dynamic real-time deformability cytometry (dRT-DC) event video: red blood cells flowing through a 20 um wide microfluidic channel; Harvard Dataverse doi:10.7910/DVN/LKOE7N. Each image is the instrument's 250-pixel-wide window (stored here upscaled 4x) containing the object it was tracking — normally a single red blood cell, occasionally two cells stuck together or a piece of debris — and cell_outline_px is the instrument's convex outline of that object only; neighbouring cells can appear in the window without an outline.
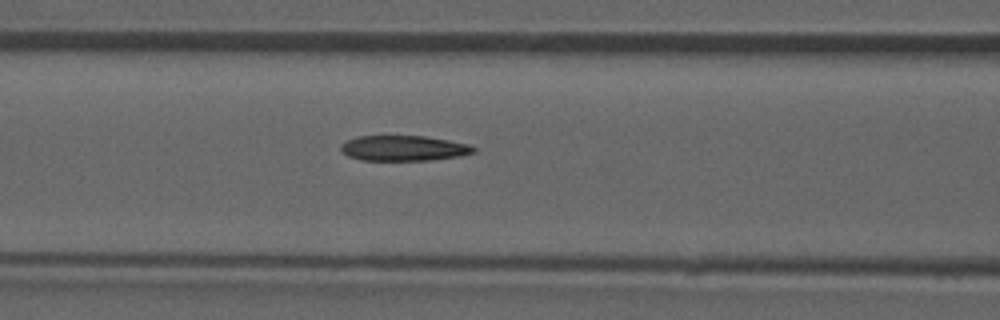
{"species": "common noctule bat (a hibernating species)", "species_latin": "Nyctalus noctula", "temperature_condition": "room temperature", "stored_images_in_passage": 37, "camera_frame_rate_fps": 3000, "um_per_image_px": 0.085, "animal": {"sex": "male", "forearm_length_mm": 52.5}, "frame": {"image": 1, "passage_image": 16, "time_ms": 5.0, "image_size_px": [1000, 320], "cell_outline_px": [[476, 152], [460, 156], [428, 160], [360, 160], [348, 156], [340, 148], [340, 144], [344, 140], [356, 136], [424, 136], [448, 140], [468, 144], [476, 148]], "centroid_in_image_um": [34.28, 12.59], "position_along_channel_um": 132.3, "area_um2": 19.65}}